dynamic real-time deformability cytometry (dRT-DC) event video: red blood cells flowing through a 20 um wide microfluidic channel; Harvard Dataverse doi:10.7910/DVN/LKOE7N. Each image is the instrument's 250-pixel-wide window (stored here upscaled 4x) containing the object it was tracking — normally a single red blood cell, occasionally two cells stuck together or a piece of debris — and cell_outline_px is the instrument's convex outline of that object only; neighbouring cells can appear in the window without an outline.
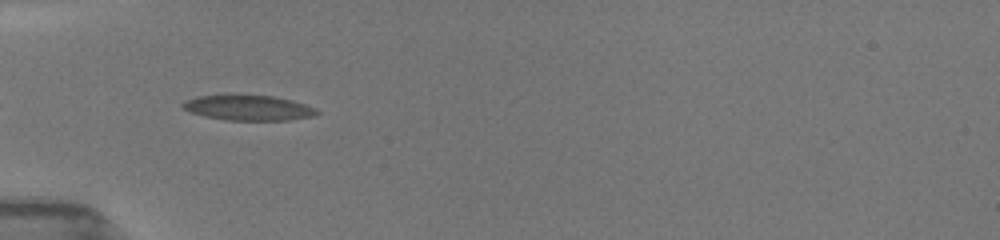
{"species": "common noctule bat (a hibernating species)", "species_latin": "Nyctalus noctula", "temperature_condition": "room temperature", "stored_images_in_passage": 16, "camera_frame_rate_fps": 3000, "um_per_image_px": 0.085, "animal": {"sex": "female", "body_mass_g": 19.5, "forearm_length_mm": 54.1}, "frame": {"image": 1, "passage_image": 6, "time_ms": 1.0, "image_size_px": [1000, 240], "cell_outline_px": [[320, 112], [316, 116], [288, 120], [228, 120], [204, 116], [192, 112], [184, 108], [180, 104], [196, 96], [228, 92], [236, 92], [272, 96], [292, 100], [316, 108]], "centroid_in_image_um": [21.1, 9.11], "position_along_channel_um": 63.9, "area_um2": 20.52}}
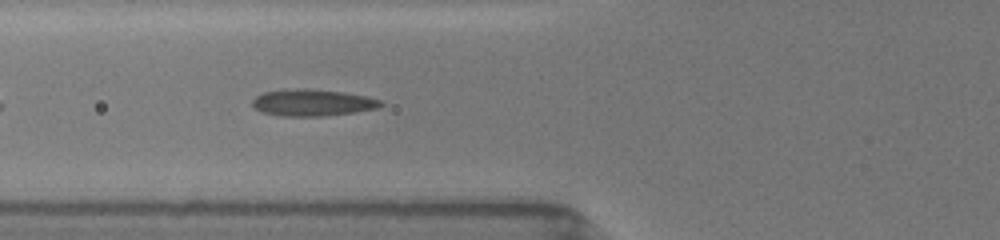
{"frame": {"image": 2, "passage_image": 11, "time_ms": 2.0, "image_size_px": [1000, 240], "cell_outline_px": [[384, 104], [380, 108], [356, 112], [324, 116], [280, 116], [260, 112], [252, 104], [252, 100], [256, 96], [264, 92], [296, 88], [304, 88], [344, 92], [364, 96], [380, 100]], "centroid_in_image_um": [26.56, 8.73], "position_along_channel_um": 99.2, "area_um2": 20.06}}
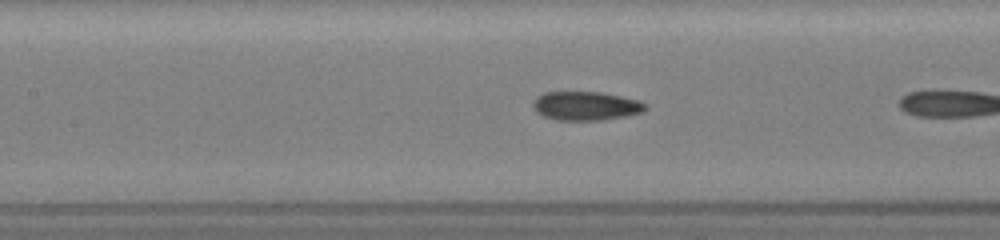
{"frame": {"image": 3, "passage_image": 15, "time_ms": 2.667, "image_size_px": [1000, 240], "cell_outline_px": [[648, 108], [644, 112], [628, 116], [600, 120], [556, 120], [544, 116], [536, 112], [532, 104], [532, 100], [536, 96], [544, 92], [600, 92], [640, 100], [648, 104]], "centroid_in_image_um": [49.82, 9.0], "position_along_channel_um": 157.6, "area_um2": 19.19}}